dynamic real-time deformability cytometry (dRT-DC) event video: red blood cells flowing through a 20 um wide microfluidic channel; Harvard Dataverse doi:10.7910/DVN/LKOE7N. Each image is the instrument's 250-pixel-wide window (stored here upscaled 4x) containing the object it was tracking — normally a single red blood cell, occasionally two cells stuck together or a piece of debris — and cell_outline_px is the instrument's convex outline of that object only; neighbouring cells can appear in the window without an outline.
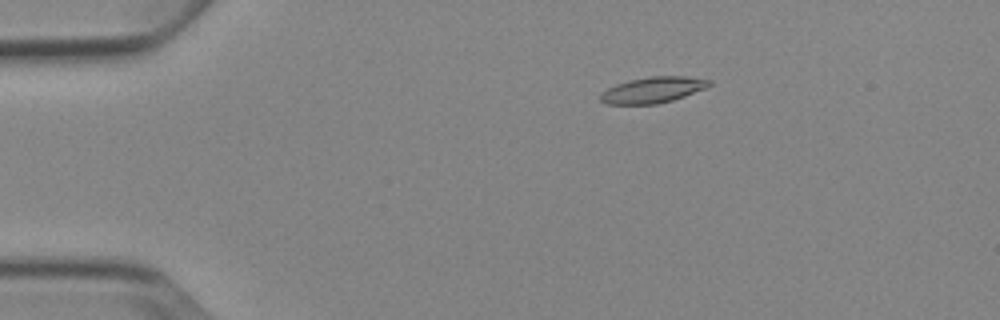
{"species": "Egyptian fruit bat (a non-hibernating species)", "species_latin": "Rousettus aegyptiacus", "temperature_condition": "cold", "stored_images_in_passage": 6, "camera_frame_rate_fps": 3000, "um_per_image_px": 0.085, "animal": {"sex": "female"}, "frame": {"image": 1, "passage_image": 3, "time_ms": 2.333, "image_size_px": [1000, 320], "cell_outline_px": [[712, 84], [704, 88], [684, 96], [672, 100], [656, 104], [608, 104], [600, 100], [600, 92], [616, 84], [628, 80], [652, 76], [688, 76], [712, 80]], "centroid_in_image_um": [55.48, 7.63], "position_along_channel_um": 29.5, "area_um2": 16.42}}
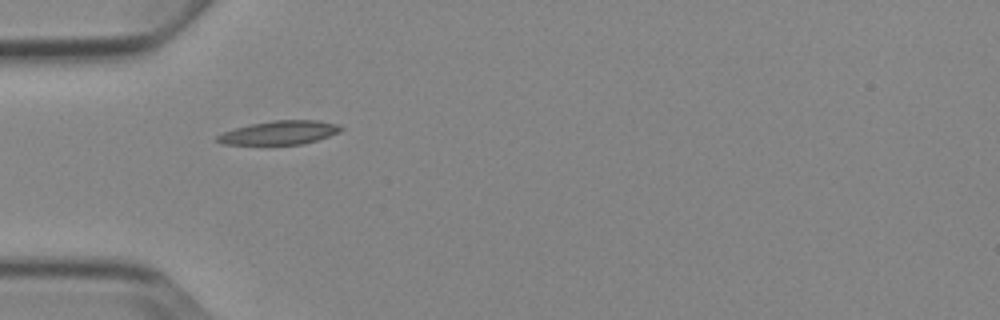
{"frame": {"image": 2, "passage_image": 5, "time_ms": 4.667, "image_size_px": [1000, 320], "cell_outline_px": [[344, 128], [340, 132], [304, 144], [224, 144], [212, 140], [216, 136], [224, 132], [236, 128], [252, 124], [272, 120], [316, 120], [336, 124]], "centroid_in_image_um": [23.74, 11.27], "position_along_channel_um": 61.3, "area_um2": 16.94}}
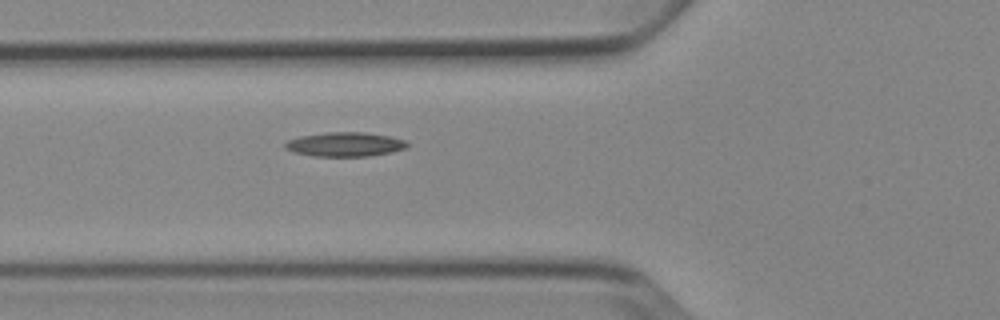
{"frame": {"image": 3, "passage_image": 6, "time_ms": 5.667, "image_size_px": [1000, 320], "cell_outline_px": [[408, 148], [392, 152], [368, 156], [312, 156], [296, 152], [284, 148], [284, 144], [288, 140], [300, 136], [328, 132], [364, 132], [388, 136], [404, 140], [408, 144]], "centroid_in_image_um": [29.33, 12.27], "position_along_channel_um": 96.5, "area_um2": 17.17}}